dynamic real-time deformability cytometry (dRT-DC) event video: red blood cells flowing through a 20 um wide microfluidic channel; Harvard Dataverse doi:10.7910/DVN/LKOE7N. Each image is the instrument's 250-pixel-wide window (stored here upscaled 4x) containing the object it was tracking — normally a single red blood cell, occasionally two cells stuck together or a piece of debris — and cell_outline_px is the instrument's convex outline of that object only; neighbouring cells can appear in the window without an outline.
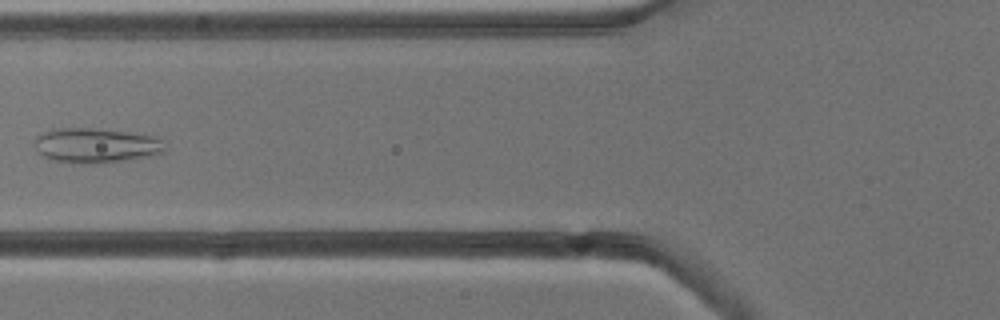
{"species": "common noctule bat (a hibernating species)", "species_latin": "Nyctalus noctula", "temperature_condition": "cold", "stored_images_in_passage": 4, "camera_frame_rate_fps": 3000, "um_per_image_px": 0.085, "animal": {"sex": "male", "body_mass_g": 13.3}, "frame": {"image": 1, "passage_image": 3, "time_ms": 2.333, "image_size_px": [1000, 320], "cell_outline_px": [[164, 152], [148, 156], [100, 164], [84, 164], [56, 160], [44, 156], [36, 148], [36, 136], [44, 132], [56, 128], [88, 128], [128, 132], [156, 136], [160, 140], [164, 148]], "centroid_in_image_um": [8.16, 12.36], "position_along_channel_um": 117.6, "area_um2": 26.07}}